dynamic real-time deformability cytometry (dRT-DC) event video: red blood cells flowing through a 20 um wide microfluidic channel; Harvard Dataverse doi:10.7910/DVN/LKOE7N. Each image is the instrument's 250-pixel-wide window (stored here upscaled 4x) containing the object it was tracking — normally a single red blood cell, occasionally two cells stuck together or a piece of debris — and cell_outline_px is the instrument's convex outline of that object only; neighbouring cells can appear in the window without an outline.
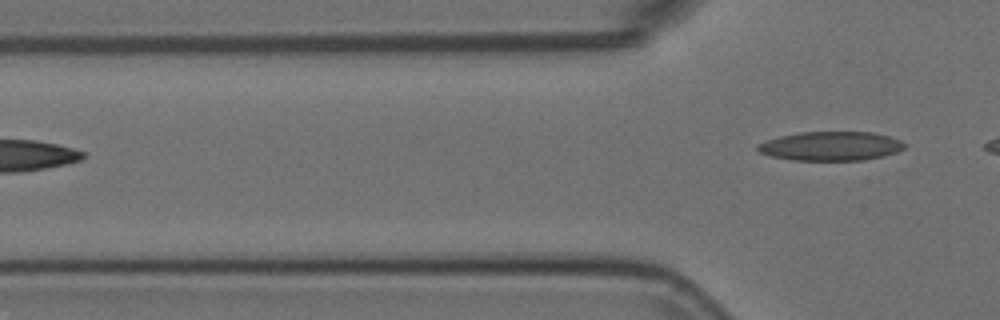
{"species": "Egyptian fruit bat (a non-hibernating species)", "species_latin": "Rousettus aegyptiacus", "temperature_condition": "room temperature", "stored_images_in_passage": 2, "camera_frame_rate_fps": 3000, "um_per_image_px": 0.085, "animal": {"sex": "female"}, "frame": {"image": 1, "passage_image": 2, "time_ms": 0.333, "image_size_px": [1000, 320], "cell_outline_px": [[908, 144], [904, 148], [896, 152], [884, 156], [864, 160], [792, 160], [772, 156], [760, 152], [756, 148], [756, 144], [780, 136], [800, 132], [872, 132], [888, 136], [900, 140]], "centroid_in_image_um": [70.64, 12.42], "position_along_channel_um": 55.2, "area_um2": 24.85}}